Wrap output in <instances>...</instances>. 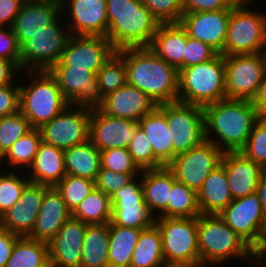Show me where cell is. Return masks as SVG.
Listing matches in <instances>:
<instances>
[{"label": "cell", "mask_w": 266, "mask_h": 267, "mask_svg": "<svg viewBox=\"0 0 266 267\" xmlns=\"http://www.w3.org/2000/svg\"><path fill=\"white\" fill-rule=\"evenodd\" d=\"M71 217L61 193L55 186L48 187L29 238L49 243Z\"/></svg>", "instance_id": "25"}, {"label": "cell", "mask_w": 266, "mask_h": 267, "mask_svg": "<svg viewBox=\"0 0 266 267\" xmlns=\"http://www.w3.org/2000/svg\"><path fill=\"white\" fill-rule=\"evenodd\" d=\"M26 1H32V2H51L59 5H63L65 0H26Z\"/></svg>", "instance_id": "60"}, {"label": "cell", "mask_w": 266, "mask_h": 267, "mask_svg": "<svg viewBox=\"0 0 266 267\" xmlns=\"http://www.w3.org/2000/svg\"><path fill=\"white\" fill-rule=\"evenodd\" d=\"M165 259L162 253V236L155 223L140 230L130 267H162Z\"/></svg>", "instance_id": "34"}, {"label": "cell", "mask_w": 266, "mask_h": 267, "mask_svg": "<svg viewBox=\"0 0 266 267\" xmlns=\"http://www.w3.org/2000/svg\"><path fill=\"white\" fill-rule=\"evenodd\" d=\"M157 105L141 90L124 85L115 92L104 96L98 110L112 117L138 122Z\"/></svg>", "instance_id": "24"}, {"label": "cell", "mask_w": 266, "mask_h": 267, "mask_svg": "<svg viewBox=\"0 0 266 267\" xmlns=\"http://www.w3.org/2000/svg\"><path fill=\"white\" fill-rule=\"evenodd\" d=\"M220 164L225 169L233 199L256 192L261 175L265 171L260 165L241 151L224 152Z\"/></svg>", "instance_id": "23"}, {"label": "cell", "mask_w": 266, "mask_h": 267, "mask_svg": "<svg viewBox=\"0 0 266 267\" xmlns=\"http://www.w3.org/2000/svg\"><path fill=\"white\" fill-rule=\"evenodd\" d=\"M197 241L200 259L211 267L226 264L227 260L235 257L260 267L256 251L219 214H200L197 217Z\"/></svg>", "instance_id": "4"}, {"label": "cell", "mask_w": 266, "mask_h": 267, "mask_svg": "<svg viewBox=\"0 0 266 267\" xmlns=\"http://www.w3.org/2000/svg\"><path fill=\"white\" fill-rule=\"evenodd\" d=\"M224 61L226 98L252 101L266 68L265 53L228 55Z\"/></svg>", "instance_id": "9"}, {"label": "cell", "mask_w": 266, "mask_h": 267, "mask_svg": "<svg viewBox=\"0 0 266 267\" xmlns=\"http://www.w3.org/2000/svg\"><path fill=\"white\" fill-rule=\"evenodd\" d=\"M166 121L173 132V158L205 139L204 112L200 106L180 101L166 103Z\"/></svg>", "instance_id": "14"}, {"label": "cell", "mask_w": 266, "mask_h": 267, "mask_svg": "<svg viewBox=\"0 0 266 267\" xmlns=\"http://www.w3.org/2000/svg\"><path fill=\"white\" fill-rule=\"evenodd\" d=\"M5 267H50L48 243L19 237Z\"/></svg>", "instance_id": "36"}, {"label": "cell", "mask_w": 266, "mask_h": 267, "mask_svg": "<svg viewBox=\"0 0 266 267\" xmlns=\"http://www.w3.org/2000/svg\"><path fill=\"white\" fill-rule=\"evenodd\" d=\"M61 9L70 34L107 36L106 0H65Z\"/></svg>", "instance_id": "18"}, {"label": "cell", "mask_w": 266, "mask_h": 267, "mask_svg": "<svg viewBox=\"0 0 266 267\" xmlns=\"http://www.w3.org/2000/svg\"><path fill=\"white\" fill-rule=\"evenodd\" d=\"M252 103L261 116H266V68Z\"/></svg>", "instance_id": "56"}, {"label": "cell", "mask_w": 266, "mask_h": 267, "mask_svg": "<svg viewBox=\"0 0 266 267\" xmlns=\"http://www.w3.org/2000/svg\"><path fill=\"white\" fill-rule=\"evenodd\" d=\"M219 215L256 252L260 249L266 232V214L256 192L233 199Z\"/></svg>", "instance_id": "10"}, {"label": "cell", "mask_w": 266, "mask_h": 267, "mask_svg": "<svg viewBox=\"0 0 266 267\" xmlns=\"http://www.w3.org/2000/svg\"><path fill=\"white\" fill-rule=\"evenodd\" d=\"M66 175L95 181L101 168L100 150L90 140L64 150Z\"/></svg>", "instance_id": "32"}, {"label": "cell", "mask_w": 266, "mask_h": 267, "mask_svg": "<svg viewBox=\"0 0 266 267\" xmlns=\"http://www.w3.org/2000/svg\"><path fill=\"white\" fill-rule=\"evenodd\" d=\"M42 142V137L39 128H32L19 140H17L0 158V161L8 163L9 169L17 171L21 167H26L22 171H28V168L32 165L35 155L38 151L39 145ZM0 162V165L2 164ZM18 166V169H17Z\"/></svg>", "instance_id": "37"}, {"label": "cell", "mask_w": 266, "mask_h": 267, "mask_svg": "<svg viewBox=\"0 0 266 267\" xmlns=\"http://www.w3.org/2000/svg\"><path fill=\"white\" fill-rule=\"evenodd\" d=\"M231 0H183V13L232 9Z\"/></svg>", "instance_id": "52"}, {"label": "cell", "mask_w": 266, "mask_h": 267, "mask_svg": "<svg viewBox=\"0 0 266 267\" xmlns=\"http://www.w3.org/2000/svg\"><path fill=\"white\" fill-rule=\"evenodd\" d=\"M33 76L27 84H20L19 111L32 128H40L61 113L69 102L60 91L56 79L48 71H22Z\"/></svg>", "instance_id": "6"}, {"label": "cell", "mask_w": 266, "mask_h": 267, "mask_svg": "<svg viewBox=\"0 0 266 267\" xmlns=\"http://www.w3.org/2000/svg\"><path fill=\"white\" fill-rule=\"evenodd\" d=\"M162 267H210V266L201 259H197L191 261L165 262V264Z\"/></svg>", "instance_id": "57"}, {"label": "cell", "mask_w": 266, "mask_h": 267, "mask_svg": "<svg viewBox=\"0 0 266 267\" xmlns=\"http://www.w3.org/2000/svg\"><path fill=\"white\" fill-rule=\"evenodd\" d=\"M200 214L197 191L175 181L170 190L167 208L158 217L192 218Z\"/></svg>", "instance_id": "38"}, {"label": "cell", "mask_w": 266, "mask_h": 267, "mask_svg": "<svg viewBox=\"0 0 266 267\" xmlns=\"http://www.w3.org/2000/svg\"><path fill=\"white\" fill-rule=\"evenodd\" d=\"M127 71V84L144 92L156 105L178 101L179 71L149 47L116 51Z\"/></svg>", "instance_id": "2"}, {"label": "cell", "mask_w": 266, "mask_h": 267, "mask_svg": "<svg viewBox=\"0 0 266 267\" xmlns=\"http://www.w3.org/2000/svg\"><path fill=\"white\" fill-rule=\"evenodd\" d=\"M225 98L224 55L179 70L178 101L203 108Z\"/></svg>", "instance_id": "5"}, {"label": "cell", "mask_w": 266, "mask_h": 267, "mask_svg": "<svg viewBox=\"0 0 266 267\" xmlns=\"http://www.w3.org/2000/svg\"><path fill=\"white\" fill-rule=\"evenodd\" d=\"M0 58L11 61L20 70V46L11 27H0Z\"/></svg>", "instance_id": "50"}, {"label": "cell", "mask_w": 266, "mask_h": 267, "mask_svg": "<svg viewBox=\"0 0 266 267\" xmlns=\"http://www.w3.org/2000/svg\"><path fill=\"white\" fill-rule=\"evenodd\" d=\"M205 139L223 152L240 151L261 115L251 100L222 99L203 107Z\"/></svg>", "instance_id": "1"}, {"label": "cell", "mask_w": 266, "mask_h": 267, "mask_svg": "<svg viewBox=\"0 0 266 267\" xmlns=\"http://www.w3.org/2000/svg\"><path fill=\"white\" fill-rule=\"evenodd\" d=\"M109 223L87 225L80 267H109Z\"/></svg>", "instance_id": "33"}, {"label": "cell", "mask_w": 266, "mask_h": 267, "mask_svg": "<svg viewBox=\"0 0 266 267\" xmlns=\"http://www.w3.org/2000/svg\"><path fill=\"white\" fill-rule=\"evenodd\" d=\"M48 187L29 182L19 200L0 217V227L20 237L29 236Z\"/></svg>", "instance_id": "21"}, {"label": "cell", "mask_w": 266, "mask_h": 267, "mask_svg": "<svg viewBox=\"0 0 266 267\" xmlns=\"http://www.w3.org/2000/svg\"><path fill=\"white\" fill-rule=\"evenodd\" d=\"M110 197L94 188L76 207L71 216L88 225L106 224L111 221Z\"/></svg>", "instance_id": "39"}, {"label": "cell", "mask_w": 266, "mask_h": 267, "mask_svg": "<svg viewBox=\"0 0 266 267\" xmlns=\"http://www.w3.org/2000/svg\"><path fill=\"white\" fill-rule=\"evenodd\" d=\"M248 6V7H247ZM266 49V14L249 5H234L223 47V55L255 54Z\"/></svg>", "instance_id": "7"}, {"label": "cell", "mask_w": 266, "mask_h": 267, "mask_svg": "<svg viewBox=\"0 0 266 267\" xmlns=\"http://www.w3.org/2000/svg\"><path fill=\"white\" fill-rule=\"evenodd\" d=\"M149 137L139 127L134 139L128 146L133 162L140 170L161 168L164 165L154 156Z\"/></svg>", "instance_id": "44"}, {"label": "cell", "mask_w": 266, "mask_h": 267, "mask_svg": "<svg viewBox=\"0 0 266 267\" xmlns=\"http://www.w3.org/2000/svg\"><path fill=\"white\" fill-rule=\"evenodd\" d=\"M55 187L72 213L95 188V182L84 177L65 175Z\"/></svg>", "instance_id": "41"}, {"label": "cell", "mask_w": 266, "mask_h": 267, "mask_svg": "<svg viewBox=\"0 0 266 267\" xmlns=\"http://www.w3.org/2000/svg\"><path fill=\"white\" fill-rule=\"evenodd\" d=\"M115 52L107 37L70 34L60 60L54 65L86 68L97 74Z\"/></svg>", "instance_id": "17"}, {"label": "cell", "mask_w": 266, "mask_h": 267, "mask_svg": "<svg viewBox=\"0 0 266 267\" xmlns=\"http://www.w3.org/2000/svg\"><path fill=\"white\" fill-rule=\"evenodd\" d=\"M140 173H119L106 168H100L96 177L95 188L109 197L124 185H127Z\"/></svg>", "instance_id": "48"}, {"label": "cell", "mask_w": 266, "mask_h": 267, "mask_svg": "<svg viewBox=\"0 0 266 267\" xmlns=\"http://www.w3.org/2000/svg\"><path fill=\"white\" fill-rule=\"evenodd\" d=\"M162 236V253L165 262L200 259L197 241V217H156Z\"/></svg>", "instance_id": "11"}, {"label": "cell", "mask_w": 266, "mask_h": 267, "mask_svg": "<svg viewBox=\"0 0 266 267\" xmlns=\"http://www.w3.org/2000/svg\"><path fill=\"white\" fill-rule=\"evenodd\" d=\"M11 83L0 87V118L10 116L19 112L20 85Z\"/></svg>", "instance_id": "51"}, {"label": "cell", "mask_w": 266, "mask_h": 267, "mask_svg": "<svg viewBox=\"0 0 266 267\" xmlns=\"http://www.w3.org/2000/svg\"><path fill=\"white\" fill-rule=\"evenodd\" d=\"M140 230L109 222V267H130Z\"/></svg>", "instance_id": "35"}, {"label": "cell", "mask_w": 266, "mask_h": 267, "mask_svg": "<svg viewBox=\"0 0 266 267\" xmlns=\"http://www.w3.org/2000/svg\"><path fill=\"white\" fill-rule=\"evenodd\" d=\"M91 110L69 105L39 130L42 141L63 150L89 140Z\"/></svg>", "instance_id": "15"}, {"label": "cell", "mask_w": 266, "mask_h": 267, "mask_svg": "<svg viewBox=\"0 0 266 267\" xmlns=\"http://www.w3.org/2000/svg\"><path fill=\"white\" fill-rule=\"evenodd\" d=\"M264 213L266 214V170L262 173L256 190Z\"/></svg>", "instance_id": "58"}, {"label": "cell", "mask_w": 266, "mask_h": 267, "mask_svg": "<svg viewBox=\"0 0 266 267\" xmlns=\"http://www.w3.org/2000/svg\"><path fill=\"white\" fill-rule=\"evenodd\" d=\"M26 0H0V27H11Z\"/></svg>", "instance_id": "53"}, {"label": "cell", "mask_w": 266, "mask_h": 267, "mask_svg": "<svg viewBox=\"0 0 266 267\" xmlns=\"http://www.w3.org/2000/svg\"><path fill=\"white\" fill-rule=\"evenodd\" d=\"M197 195L201 214H219L233 201L225 169L221 164L207 176Z\"/></svg>", "instance_id": "31"}, {"label": "cell", "mask_w": 266, "mask_h": 267, "mask_svg": "<svg viewBox=\"0 0 266 267\" xmlns=\"http://www.w3.org/2000/svg\"><path fill=\"white\" fill-rule=\"evenodd\" d=\"M240 151L266 170V116H261L254 124L245 146Z\"/></svg>", "instance_id": "45"}, {"label": "cell", "mask_w": 266, "mask_h": 267, "mask_svg": "<svg viewBox=\"0 0 266 267\" xmlns=\"http://www.w3.org/2000/svg\"><path fill=\"white\" fill-rule=\"evenodd\" d=\"M48 72L56 79L69 105L90 110L102 105L104 97L94 72L68 65H53Z\"/></svg>", "instance_id": "13"}, {"label": "cell", "mask_w": 266, "mask_h": 267, "mask_svg": "<svg viewBox=\"0 0 266 267\" xmlns=\"http://www.w3.org/2000/svg\"><path fill=\"white\" fill-rule=\"evenodd\" d=\"M62 20L65 19L61 14L51 25L32 35L20 46L21 72L48 71L60 60L70 36L67 25Z\"/></svg>", "instance_id": "8"}, {"label": "cell", "mask_w": 266, "mask_h": 267, "mask_svg": "<svg viewBox=\"0 0 266 267\" xmlns=\"http://www.w3.org/2000/svg\"><path fill=\"white\" fill-rule=\"evenodd\" d=\"M32 129L29 120L19 111L0 118V158L22 136Z\"/></svg>", "instance_id": "43"}, {"label": "cell", "mask_w": 266, "mask_h": 267, "mask_svg": "<svg viewBox=\"0 0 266 267\" xmlns=\"http://www.w3.org/2000/svg\"><path fill=\"white\" fill-rule=\"evenodd\" d=\"M139 123L91 110L89 140L100 151L110 148H128L134 139Z\"/></svg>", "instance_id": "19"}, {"label": "cell", "mask_w": 266, "mask_h": 267, "mask_svg": "<svg viewBox=\"0 0 266 267\" xmlns=\"http://www.w3.org/2000/svg\"><path fill=\"white\" fill-rule=\"evenodd\" d=\"M61 12L59 4L25 1L11 25L19 46L32 35L51 25L62 14Z\"/></svg>", "instance_id": "26"}, {"label": "cell", "mask_w": 266, "mask_h": 267, "mask_svg": "<svg viewBox=\"0 0 266 267\" xmlns=\"http://www.w3.org/2000/svg\"><path fill=\"white\" fill-rule=\"evenodd\" d=\"M224 152L204 140L200 145L181 153L167 165L176 181L198 191L207 176L220 165Z\"/></svg>", "instance_id": "12"}, {"label": "cell", "mask_w": 266, "mask_h": 267, "mask_svg": "<svg viewBox=\"0 0 266 267\" xmlns=\"http://www.w3.org/2000/svg\"><path fill=\"white\" fill-rule=\"evenodd\" d=\"M101 168L119 173H140L141 170L133 162L128 148H110L100 151Z\"/></svg>", "instance_id": "46"}, {"label": "cell", "mask_w": 266, "mask_h": 267, "mask_svg": "<svg viewBox=\"0 0 266 267\" xmlns=\"http://www.w3.org/2000/svg\"><path fill=\"white\" fill-rule=\"evenodd\" d=\"M21 73L22 72L11 61L0 58V87L17 82L16 76H19L18 74Z\"/></svg>", "instance_id": "55"}, {"label": "cell", "mask_w": 266, "mask_h": 267, "mask_svg": "<svg viewBox=\"0 0 266 267\" xmlns=\"http://www.w3.org/2000/svg\"><path fill=\"white\" fill-rule=\"evenodd\" d=\"M0 173V217L8 211L21 197L26 185L30 182L25 173L18 175L15 170Z\"/></svg>", "instance_id": "42"}, {"label": "cell", "mask_w": 266, "mask_h": 267, "mask_svg": "<svg viewBox=\"0 0 266 267\" xmlns=\"http://www.w3.org/2000/svg\"><path fill=\"white\" fill-rule=\"evenodd\" d=\"M218 52L210 45L187 35L185 46V68L213 59Z\"/></svg>", "instance_id": "49"}, {"label": "cell", "mask_w": 266, "mask_h": 267, "mask_svg": "<svg viewBox=\"0 0 266 267\" xmlns=\"http://www.w3.org/2000/svg\"><path fill=\"white\" fill-rule=\"evenodd\" d=\"M252 0H231L234 5H250Z\"/></svg>", "instance_id": "61"}, {"label": "cell", "mask_w": 266, "mask_h": 267, "mask_svg": "<svg viewBox=\"0 0 266 267\" xmlns=\"http://www.w3.org/2000/svg\"><path fill=\"white\" fill-rule=\"evenodd\" d=\"M256 257L260 266H266V232L260 249L256 252ZM265 264V265H264Z\"/></svg>", "instance_id": "59"}, {"label": "cell", "mask_w": 266, "mask_h": 267, "mask_svg": "<svg viewBox=\"0 0 266 267\" xmlns=\"http://www.w3.org/2000/svg\"><path fill=\"white\" fill-rule=\"evenodd\" d=\"M186 44L187 32L180 23H160L149 49L179 71L185 68Z\"/></svg>", "instance_id": "27"}, {"label": "cell", "mask_w": 266, "mask_h": 267, "mask_svg": "<svg viewBox=\"0 0 266 267\" xmlns=\"http://www.w3.org/2000/svg\"><path fill=\"white\" fill-rule=\"evenodd\" d=\"M101 93L104 96L127 84L124 59L115 52L96 74Z\"/></svg>", "instance_id": "40"}, {"label": "cell", "mask_w": 266, "mask_h": 267, "mask_svg": "<svg viewBox=\"0 0 266 267\" xmlns=\"http://www.w3.org/2000/svg\"><path fill=\"white\" fill-rule=\"evenodd\" d=\"M140 175L144 200L149 212L156 218L167 208L175 176L167 166L141 170Z\"/></svg>", "instance_id": "30"}, {"label": "cell", "mask_w": 266, "mask_h": 267, "mask_svg": "<svg viewBox=\"0 0 266 267\" xmlns=\"http://www.w3.org/2000/svg\"><path fill=\"white\" fill-rule=\"evenodd\" d=\"M160 23H179L183 0H140Z\"/></svg>", "instance_id": "47"}, {"label": "cell", "mask_w": 266, "mask_h": 267, "mask_svg": "<svg viewBox=\"0 0 266 267\" xmlns=\"http://www.w3.org/2000/svg\"><path fill=\"white\" fill-rule=\"evenodd\" d=\"M86 223L71 216L48 243L50 267H80Z\"/></svg>", "instance_id": "22"}, {"label": "cell", "mask_w": 266, "mask_h": 267, "mask_svg": "<svg viewBox=\"0 0 266 267\" xmlns=\"http://www.w3.org/2000/svg\"><path fill=\"white\" fill-rule=\"evenodd\" d=\"M110 204V223L113 225L143 230L154 223L155 217L144 200L141 175L114 192L110 196Z\"/></svg>", "instance_id": "16"}, {"label": "cell", "mask_w": 266, "mask_h": 267, "mask_svg": "<svg viewBox=\"0 0 266 267\" xmlns=\"http://www.w3.org/2000/svg\"><path fill=\"white\" fill-rule=\"evenodd\" d=\"M107 38L118 51L149 47L160 22L140 0H106Z\"/></svg>", "instance_id": "3"}, {"label": "cell", "mask_w": 266, "mask_h": 267, "mask_svg": "<svg viewBox=\"0 0 266 267\" xmlns=\"http://www.w3.org/2000/svg\"><path fill=\"white\" fill-rule=\"evenodd\" d=\"M28 170L30 182L56 186L66 175L64 150L42 141Z\"/></svg>", "instance_id": "29"}, {"label": "cell", "mask_w": 266, "mask_h": 267, "mask_svg": "<svg viewBox=\"0 0 266 267\" xmlns=\"http://www.w3.org/2000/svg\"><path fill=\"white\" fill-rule=\"evenodd\" d=\"M231 9L183 13L179 23L187 35L210 45L223 55Z\"/></svg>", "instance_id": "20"}, {"label": "cell", "mask_w": 266, "mask_h": 267, "mask_svg": "<svg viewBox=\"0 0 266 267\" xmlns=\"http://www.w3.org/2000/svg\"><path fill=\"white\" fill-rule=\"evenodd\" d=\"M139 127L149 137L154 156L167 166L173 160V132L166 121V103L157 105L139 121Z\"/></svg>", "instance_id": "28"}, {"label": "cell", "mask_w": 266, "mask_h": 267, "mask_svg": "<svg viewBox=\"0 0 266 267\" xmlns=\"http://www.w3.org/2000/svg\"><path fill=\"white\" fill-rule=\"evenodd\" d=\"M20 236L0 227V267H5Z\"/></svg>", "instance_id": "54"}]
</instances>
